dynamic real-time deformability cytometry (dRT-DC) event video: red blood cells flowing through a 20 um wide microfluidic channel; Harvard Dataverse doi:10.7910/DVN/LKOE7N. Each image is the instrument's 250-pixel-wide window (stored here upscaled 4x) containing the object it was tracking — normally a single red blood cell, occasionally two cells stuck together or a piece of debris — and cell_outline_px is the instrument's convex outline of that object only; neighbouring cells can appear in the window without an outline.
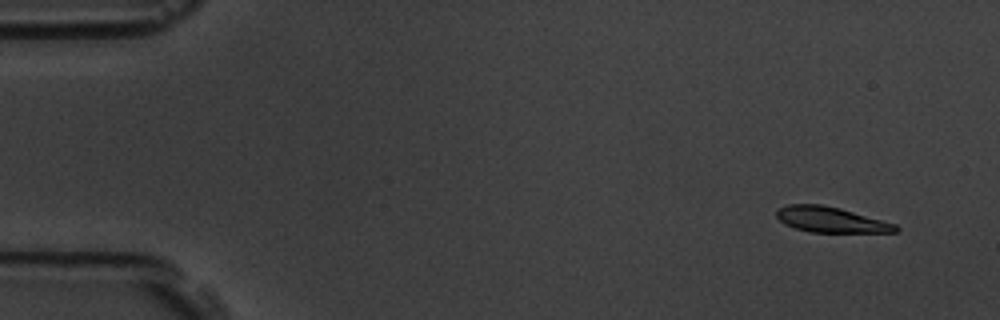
{"species": "common noctule bat (a hibernating species)", "species_latin": "Nyctalus noctula", "temperature_condition": "room temperature", "stored_images_in_passage": 9, "camera_frame_rate_fps": 3000, "um_per_image_px": 0.085, "animal": {"sex": "male", "body_mass_g": 19.5, "forearm_length_mm": 54.6}, "frame": {"image": 1, "passage_image": 1, "time_ms": 0.0, "image_size_px": [1000, 320], "cell_outline_px": [[900, 228], [896, 232], [808, 232], [784, 224], [776, 216], [776, 212], [780, 208], [788, 204], [820, 204], [840, 208], [896, 224]], "centroid_in_image_um": [70.62, 18.67], "position_along_channel_um": 14.4, "area_um2": 17.57}}
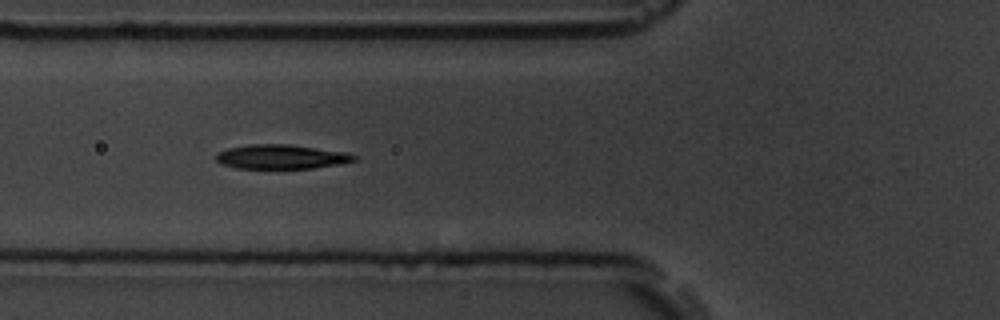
{"frame": {"image": 2, "passage_image": 6, "time_ms": 1.667, "image_size_px": [1000, 320], "cell_outline_px": [[356, 160], [340, 164], [312, 168], [236, 168], [224, 164], [216, 160], [216, 156], [220, 152], [228, 148], [252, 144], [288, 144], [348, 152], [356, 156]], "centroid_in_image_um": [23.95, 13.32], "position_along_channel_um": 101.8, "area_um2": 19.36}}
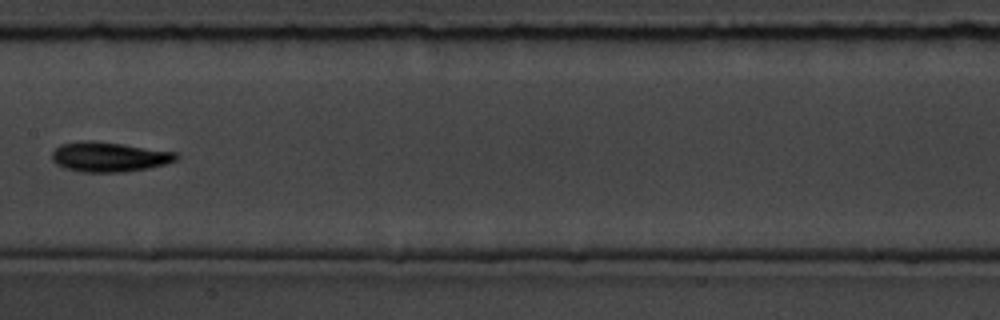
{"frame": {"image": 3, "passage_image": 8, "time_ms": 2.333, "image_size_px": [1000, 320], "cell_outline_px": [[180, 156], [176, 160], [164, 164], [148, 168], [120, 172], [84, 172], [64, 168], [56, 164], [52, 160], [52, 152], [60, 144], [84, 140], [92, 140], [124, 144], [176, 152]], "centroid_in_image_um": [9.26, 13.32], "position_along_channel_um": 198.1, "area_um2": 21.62}}